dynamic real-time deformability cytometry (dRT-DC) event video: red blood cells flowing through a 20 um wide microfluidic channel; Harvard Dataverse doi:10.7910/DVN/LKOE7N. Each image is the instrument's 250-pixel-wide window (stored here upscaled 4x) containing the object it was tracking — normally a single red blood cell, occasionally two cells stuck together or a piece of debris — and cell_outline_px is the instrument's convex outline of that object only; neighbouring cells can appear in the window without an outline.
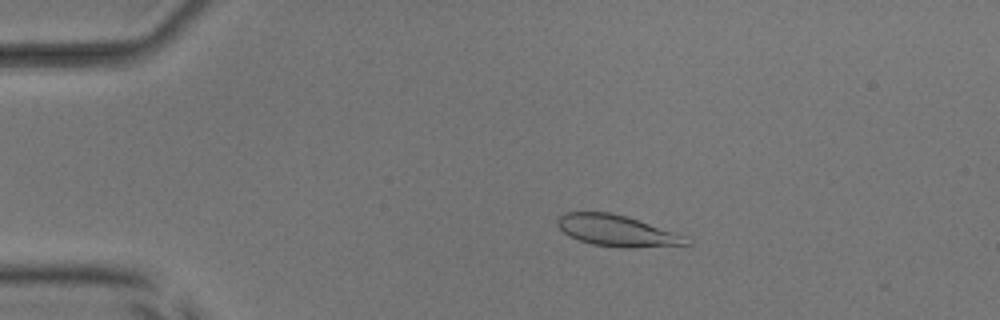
{"species": "common noctule bat (a hibernating species)", "species_latin": "Nyctalus noctula", "temperature_condition": "room temperature", "stored_images_in_passage": 54, "camera_frame_rate_fps": 3000, "um_per_image_px": 0.085, "animal": {"sex": "male", "body_mass_g": 17.9, "forearm_length_mm": 54.2}, "frame": {"image": 1, "passage_image": 11, "time_ms": 3.333, "image_size_px": [1000, 320], "cell_outline_px": [[692, 244], [628, 248], [620, 248], [592, 244], [568, 236], [556, 224], [556, 220], [564, 212], [608, 212], [624, 216], [688, 236]], "centroid_in_image_um": [52.44, 19.62], "position_along_channel_um": 32.6, "area_um2": 23.35}}
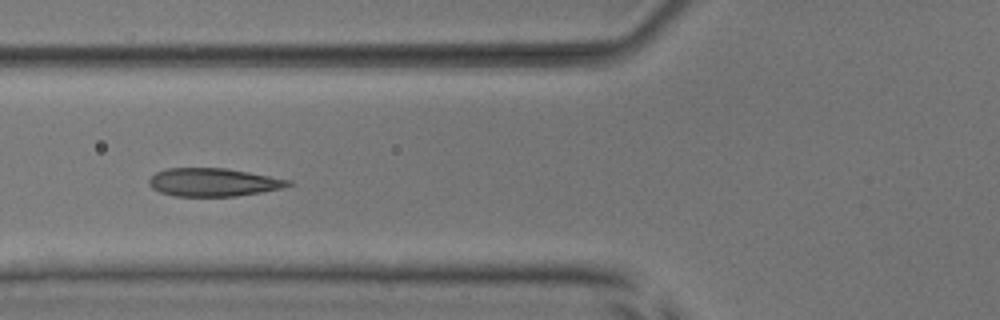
{"frame": {"image": 2, "passage_image": 21, "time_ms": 6.667, "image_size_px": [1000, 320], "cell_outline_px": [[292, 184], [280, 188], [260, 192], [236, 196], [176, 196], [160, 192], [152, 188], [148, 184], [148, 180], [156, 172], [168, 168], [224, 168], [248, 172], [292, 180]], "centroid_in_image_um": [18.1, 15.49], "position_along_channel_um": 107.7, "area_um2": 22.66}}
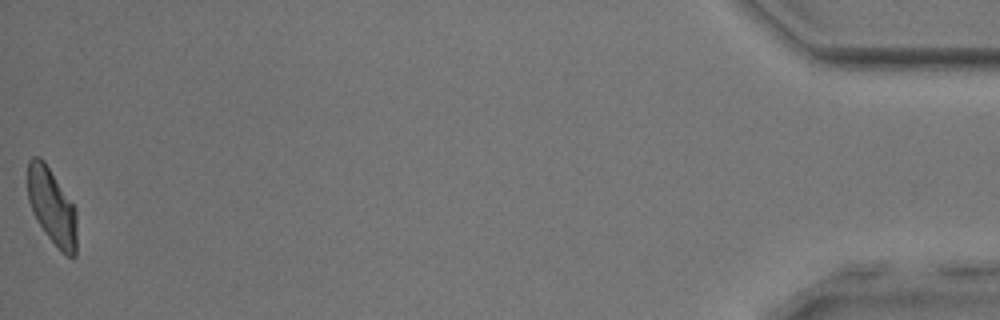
{"frame": {"image": 3, "passage_image": 53, "time_ms": 17.333, "image_size_px": [1000, 320], "cell_outline_px": [[76, 256], [68, 256], [60, 252], [36, 220], [32, 212], [28, 200], [28, 160], [32, 156], [40, 156], [44, 160], [76, 208]], "centroid_in_image_um": [4.41, 17.54], "position_along_channel_um": 430.8, "area_um2": 21.91}}